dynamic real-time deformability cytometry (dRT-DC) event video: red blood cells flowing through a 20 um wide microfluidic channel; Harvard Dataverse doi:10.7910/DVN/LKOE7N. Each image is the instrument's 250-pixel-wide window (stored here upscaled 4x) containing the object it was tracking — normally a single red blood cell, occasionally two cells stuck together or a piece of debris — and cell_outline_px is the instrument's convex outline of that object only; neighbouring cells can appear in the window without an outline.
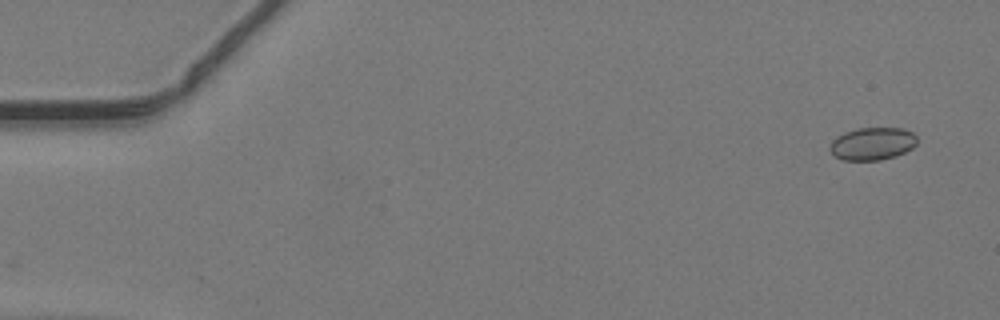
{"species": "common noctule bat (a hibernating species)", "species_latin": "Nyctalus noctula", "temperature_condition": "warm", "stored_images_in_passage": 47, "camera_frame_rate_fps": 3000, "um_per_image_px": 0.085, "animal": {"sex": "male", "body_mass_g": 19.2, "forearm_length_mm": 51.8}, "frame": {"image": 1, "passage_image": 1, "time_ms": 0.0, "image_size_px": [1000, 320], "cell_outline_px": [[916, 144], [912, 148], [896, 156], [880, 160], [844, 160], [836, 156], [828, 148], [832, 140], [836, 136], [844, 132], [856, 128], [904, 128], [912, 132], [916, 136]], "centroid_in_image_um": [74.14, 12.2], "position_along_channel_um": 10.9, "area_um2": 16.65}}
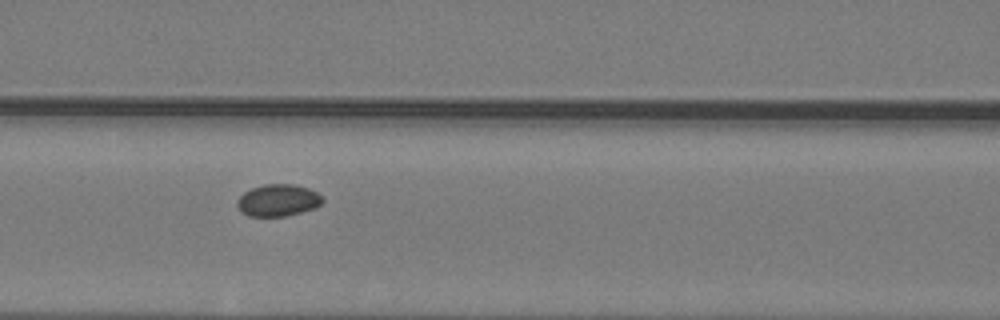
{"frame": {"image": 2, "passage_image": 20, "time_ms": 6.333, "image_size_px": [1000, 320], "cell_outline_px": [[324, 200], [316, 208], [284, 216], [248, 216], [240, 212], [236, 204], [236, 200], [244, 192], [252, 188], [264, 184], [292, 184], [308, 188], [316, 192]], "centroid_in_image_um": [23.59, 17.03], "position_along_channel_um": 143.0, "area_um2": 15.9}}
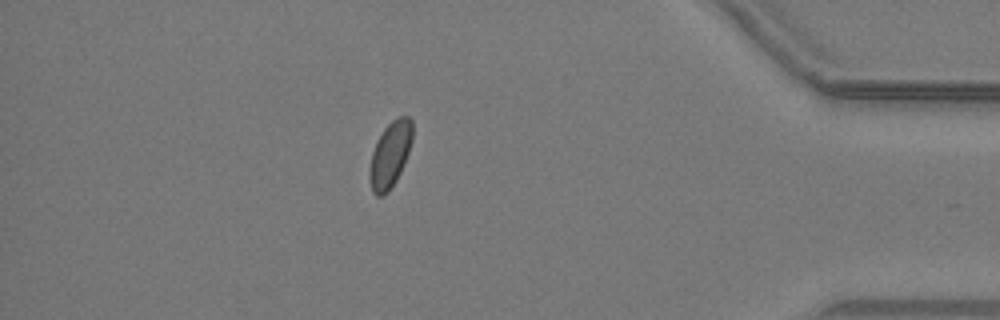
{"frame": {"image": 3, "passage_image": 41, "time_ms": 13.333, "image_size_px": [1000, 320], "cell_outline_px": [[412, 140], [404, 164], [396, 180], [388, 192], [384, 196], [376, 196], [372, 192], [372, 152], [384, 128], [392, 120], [400, 116], [408, 116], [412, 120]], "centroid_in_image_um": [33.21, 13.11], "position_along_channel_um": 402.0, "area_um2": 15.78}}